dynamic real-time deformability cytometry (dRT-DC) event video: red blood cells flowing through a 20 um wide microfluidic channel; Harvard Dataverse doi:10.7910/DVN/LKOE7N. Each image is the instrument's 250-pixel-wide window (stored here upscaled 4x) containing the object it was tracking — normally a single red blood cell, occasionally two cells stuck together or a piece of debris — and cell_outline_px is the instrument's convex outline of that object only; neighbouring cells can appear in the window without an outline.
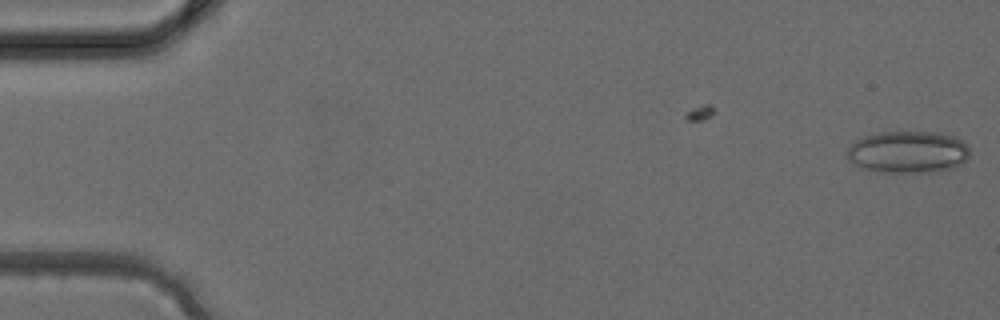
{"species": "common noctule bat (a hibernating species)", "species_latin": "Nyctalus noctula", "temperature_condition": "cold", "stored_images_in_passage": 5, "camera_frame_rate_fps": 3000, "um_per_image_px": 0.085, "animal": {"sex": "female", "body_mass_g": 24.6, "forearm_length_mm": 56.2}, "frame": {"image": 1, "passage_image": 5, "time_ms": 1.333, "image_size_px": [1000, 320], "cell_outline_px": [[968, 156], [960, 164], [952, 168], [940, 172], [884, 172], [864, 168], [856, 164], [848, 156], [848, 148], [856, 140], [864, 136], [880, 132], [936, 132], [956, 136], [968, 148]], "centroid_in_image_um": [77.21, 12.91], "position_along_channel_um": 7.8, "area_um2": 29.71}}